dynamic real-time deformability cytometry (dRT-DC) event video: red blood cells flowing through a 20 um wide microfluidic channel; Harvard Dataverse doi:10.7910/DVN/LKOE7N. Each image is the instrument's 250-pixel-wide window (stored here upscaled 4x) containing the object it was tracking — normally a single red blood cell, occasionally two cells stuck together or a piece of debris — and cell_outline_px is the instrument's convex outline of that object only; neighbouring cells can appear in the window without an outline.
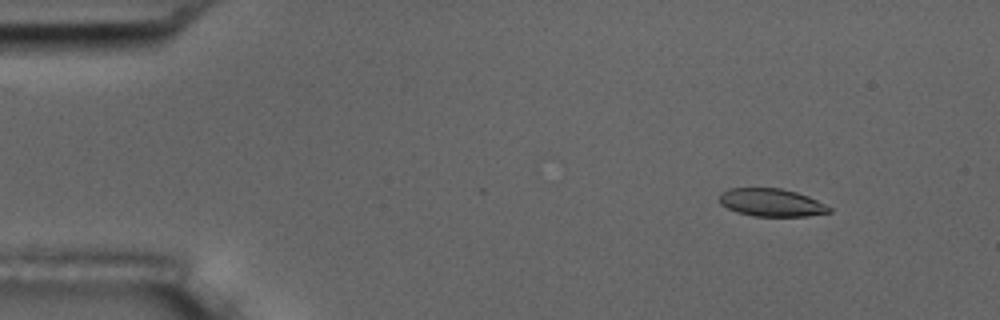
{"species": "common noctule bat (a hibernating species)", "species_latin": "Nyctalus noctula", "temperature_condition": "room temperature", "stored_images_in_passage": 5, "camera_frame_rate_fps": 3000, "um_per_image_px": 0.085, "animal": {"sex": "male", "body_mass_g": 17.5, "forearm_length_mm": 52.3}, "frame": {"image": 1, "passage_image": 2, "time_ms": 1.333, "image_size_px": [1000, 320], "cell_outline_px": [[832, 212], [808, 216], [752, 216], [736, 212], [720, 204], [720, 192], [728, 188], [780, 188], [796, 192], [808, 196], [832, 208]], "centroid_in_image_um": [65.56, 17.22], "position_along_channel_um": 19.4, "area_um2": 17.86}}
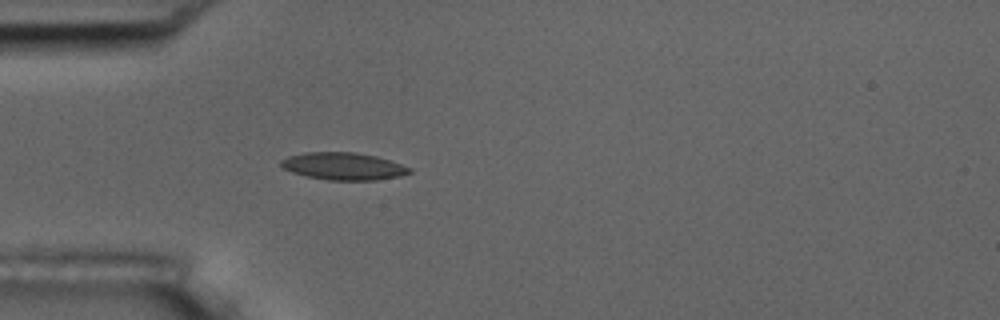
{"frame": {"image": 2, "passage_image": 5, "time_ms": 4.667, "image_size_px": [1000, 320], "cell_outline_px": [[412, 172], [400, 176], [376, 180], [328, 180], [308, 176], [292, 172], [284, 168], [280, 164], [280, 160], [288, 156], [304, 152], [352, 152], [376, 156], [412, 168]], "centroid_in_image_um": [29.18, 14.13], "position_along_channel_um": 55.8, "area_um2": 20.35}}